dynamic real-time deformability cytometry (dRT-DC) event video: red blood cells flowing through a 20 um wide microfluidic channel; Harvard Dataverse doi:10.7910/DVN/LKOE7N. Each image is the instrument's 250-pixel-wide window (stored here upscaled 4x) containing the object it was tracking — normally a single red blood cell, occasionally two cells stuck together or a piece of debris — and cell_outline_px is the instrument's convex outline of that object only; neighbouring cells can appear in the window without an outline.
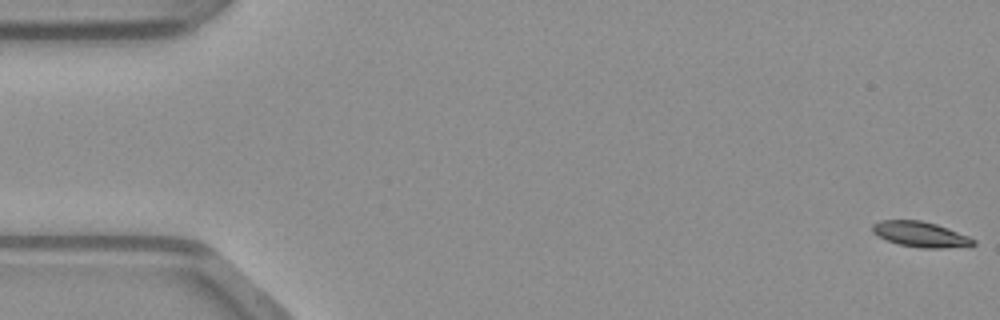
{"species": "common noctule bat (a hibernating species)", "species_latin": "Nyctalus noctula", "temperature_condition": "warm", "stored_images_in_passage": 2, "camera_frame_rate_fps": 3000, "um_per_image_px": 0.085, "animal": {"sex": "male", "body_mass_g": 23.1, "forearm_length_mm": 52.7}, "frame": {"image": 1, "passage_image": 1, "time_ms": 0.0, "image_size_px": [1000, 320], "cell_outline_px": [[976, 244], [944, 248], [920, 248], [900, 244], [888, 240], [872, 232], [872, 224], [880, 220], [920, 220], [936, 224], [948, 228], [968, 236], [976, 240]], "centroid_in_image_um": [78.24, 19.91], "position_along_channel_um": 6.8, "area_um2": 14.74}}